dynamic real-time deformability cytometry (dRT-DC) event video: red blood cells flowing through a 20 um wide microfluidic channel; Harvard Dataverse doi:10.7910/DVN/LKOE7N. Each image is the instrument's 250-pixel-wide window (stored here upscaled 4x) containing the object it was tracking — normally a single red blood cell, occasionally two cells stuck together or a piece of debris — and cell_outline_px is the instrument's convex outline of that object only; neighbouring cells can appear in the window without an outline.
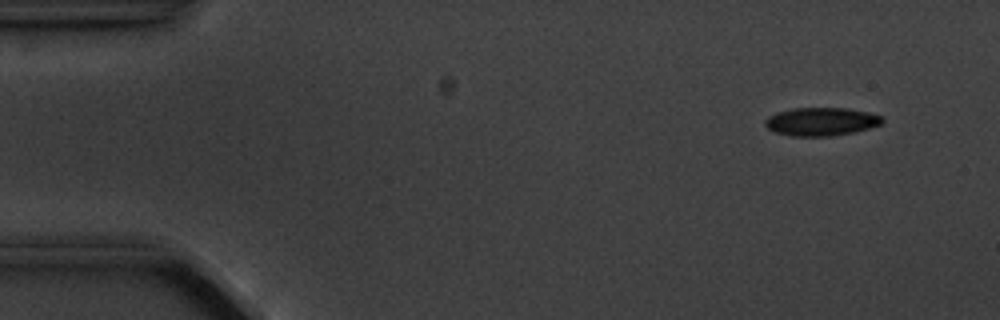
{"species": "common noctule bat (a hibernating species)", "species_latin": "Nyctalus noctula", "temperature_condition": "cold", "stored_images_in_passage": 4, "camera_frame_rate_fps": 3000, "um_per_image_px": 0.085, "animal": {"sex": "male", "body_mass_g": 20.1, "forearm_length_mm": 53.5}, "frame": {"image": 1, "passage_image": 1, "time_ms": 0.0, "image_size_px": [1000, 320], "cell_outline_px": [[884, 120], [880, 124], [856, 132], [828, 136], [792, 136], [776, 132], [768, 128], [764, 124], [764, 120], [768, 116], [776, 112], [792, 108], [848, 108], [868, 112], [884, 116]], "centroid_in_image_um": [69.8, 10.33], "position_along_channel_um": 15.2, "area_um2": 19.36}}